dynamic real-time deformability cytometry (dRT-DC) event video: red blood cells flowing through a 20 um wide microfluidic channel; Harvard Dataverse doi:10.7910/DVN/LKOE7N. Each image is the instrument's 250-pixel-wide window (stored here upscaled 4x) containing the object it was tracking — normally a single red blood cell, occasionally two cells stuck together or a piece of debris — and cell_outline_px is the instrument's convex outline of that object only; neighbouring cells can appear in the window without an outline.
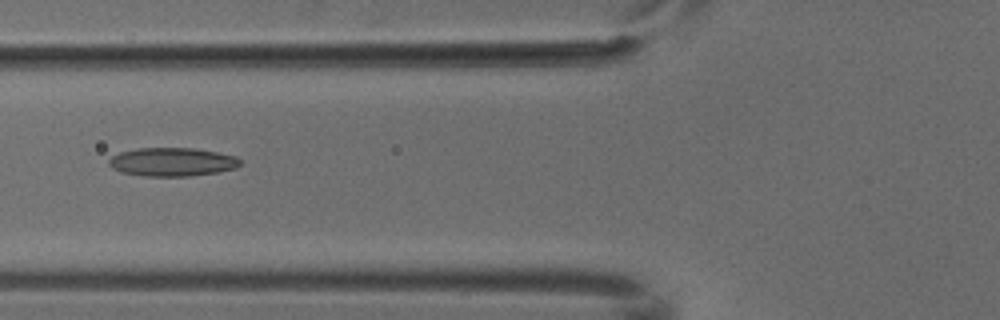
{"species": "common noctule bat (a hibernating species)", "species_latin": "Nyctalus noctula", "temperature_condition": "cold", "stored_images_in_passage": 2, "camera_frame_rate_fps": 3000, "um_per_image_px": 0.085, "animal": {"sex": "male", "body_mass_g": 18.8}, "frame": {"image": 1, "passage_image": 2, "time_ms": 0.333, "image_size_px": [1000, 320], "cell_outline_px": [[240, 164], [236, 168], [220, 172], [188, 176], [144, 176], [120, 172], [112, 168], [108, 164], [108, 160], [112, 156], [120, 152], [136, 148], [196, 148], [236, 156], [240, 160]], "centroid_in_image_um": [14.62, 13.76], "position_along_channel_um": 111.2, "area_um2": 21.96}}